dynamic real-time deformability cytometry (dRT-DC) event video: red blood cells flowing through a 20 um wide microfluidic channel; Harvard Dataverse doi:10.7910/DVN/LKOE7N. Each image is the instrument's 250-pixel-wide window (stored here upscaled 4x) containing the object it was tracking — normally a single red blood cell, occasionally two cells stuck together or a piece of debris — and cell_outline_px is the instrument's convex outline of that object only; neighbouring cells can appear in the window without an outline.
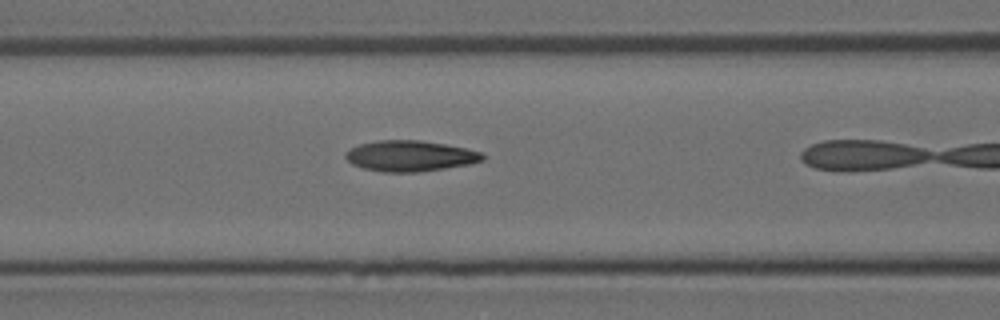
{"species": "Egyptian fruit bat (a non-hibernating species)", "species_latin": "Rousettus aegyptiacus", "temperature_condition": "room temperature", "stored_images_in_passage": 11, "camera_frame_rate_fps": 3000, "um_per_image_px": 0.085, "animal": {"sex": "female"}, "frame": {"image": 1, "passage_image": 10, "time_ms": 3.0, "image_size_px": [1000, 320], "cell_outline_px": [[484, 160], [468, 164], [420, 172], [384, 172], [364, 168], [352, 164], [344, 156], [344, 152], [360, 144], [376, 140], [420, 140], [444, 144], [464, 148], [480, 152], [484, 156]], "centroid_in_image_um": [34.82, 13.25], "position_along_channel_um": 131.8, "area_um2": 24.39}}